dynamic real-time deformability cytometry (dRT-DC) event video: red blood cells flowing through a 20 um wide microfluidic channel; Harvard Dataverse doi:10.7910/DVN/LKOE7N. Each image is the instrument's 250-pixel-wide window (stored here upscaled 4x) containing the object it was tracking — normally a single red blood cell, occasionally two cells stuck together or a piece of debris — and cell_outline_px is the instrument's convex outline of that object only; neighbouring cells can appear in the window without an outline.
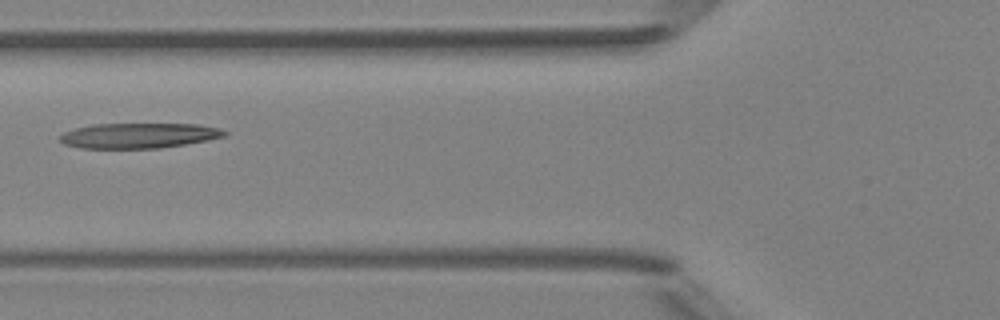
{"species": "Egyptian fruit bat (a non-hibernating species)", "species_latin": "Rousettus aegyptiacus", "temperature_condition": "room temperature", "stored_images_in_passage": 4, "camera_frame_rate_fps": 3000, "um_per_image_px": 0.085, "animal": {"sex": "female"}, "frame": {"image": 1, "passage_image": 3, "time_ms": 2.333, "image_size_px": [1000, 320], "cell_outline_px": [[228, 136], [208, 140], [160, 148], [80, 148], [64, 144], [60, 140], [60, 136], [64, 132], [76, 128], [92, 124], [200, 124], [220, 128], [228, 132]], "centroid_in_image_um": [11.84, 11.52], "position_along_channel_um": 114.0, "area_um2": 24.22}}
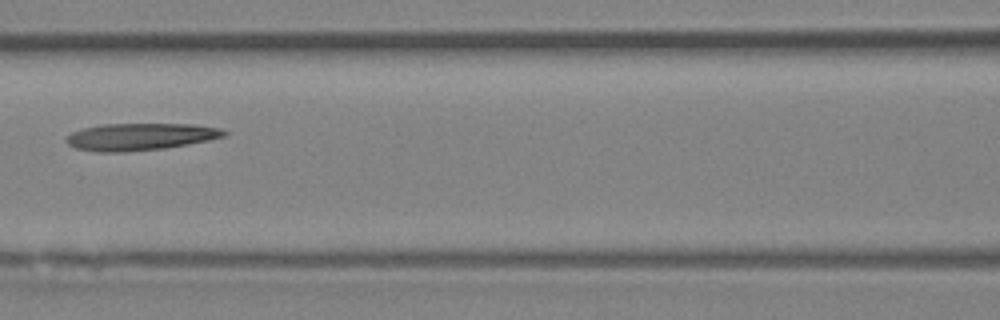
{"frame": {"image": 2, "passage_image": 4, "time_ms": 3.333, "image_size_px": [1000, 320], "cell_outline_px": [[228, 132], [224, 136], [208, 140], [164, 148], [124, 152], [96, 152], [76, 148], [68, 144], [64, 140], [72, 132], [84, 128], [104, 124], [192, 124], [220, 128]], "centroid_in_image_um": [11.9, 11.62], "position_along_channel_um": 154.7, "area_um2": 24.74}}